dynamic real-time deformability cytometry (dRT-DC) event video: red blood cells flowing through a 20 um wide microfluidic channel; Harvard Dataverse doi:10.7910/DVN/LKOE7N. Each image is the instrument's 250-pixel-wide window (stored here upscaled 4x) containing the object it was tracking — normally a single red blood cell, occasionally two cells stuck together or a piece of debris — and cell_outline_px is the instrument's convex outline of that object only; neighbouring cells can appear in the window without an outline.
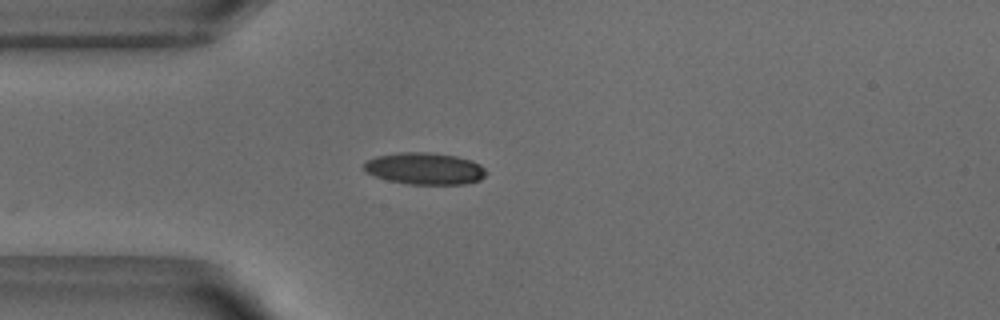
{"species": "common noctule bat (a hibernating species)", "species_latin": "Nyctalus noctula", "temperature_condition": "warm", "stored_images_in_passage": 35, "camera_frame_rate_fps": 3000, "um_per_image_px": 0.085, "animal": {"sex": "male", "body_mass_g": 18.8}, "frame": {"image": 1, "passage_image": 1, "time_ms": 0.0, "image_size_px": [1000, 320], "cell_outline_px": [[488, 172], [480, 180], [464, 184], [408, 184], [388, 180], [376, 176], [368, 172], [364, 168], [364, 164], [368, 160], [376, 156], [400, 152], [432, 152], [456, 156], [472, 160], [480, 164]], "centroid_in_image_um": [36.15, 14.32], "position_along_channel_um": 48.9, "area_um2": 22.66}}
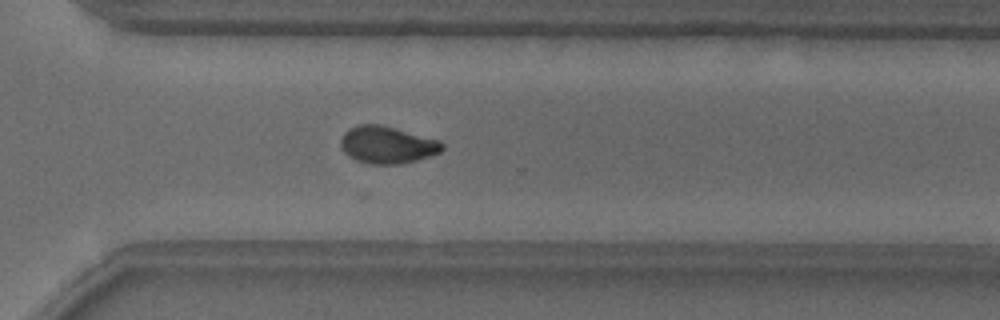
{"frame": {"image": 2, "passage_image": 24, "time_ms": 7.667, "image_size_px": [1000, 320], "cell_outline_px": [[444, 148], [440, 152], [416, 160], [400, 164], [372, 164], [356, 160], [348, 156], [344, 152], [340, 144], [340, 140], [344, 132], [360, 124], [380, 124], [440, 140], [444, 144]], "centroid_in_image_um": [32.91, 12.31], "position_along_channel_um": 337.7, "area_um2": 21.91}}
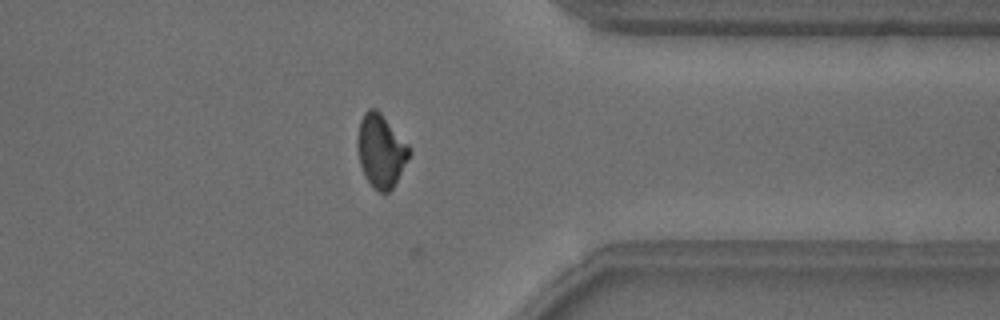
{"frame": {"image": 3, "passage_image": 28, "time_ms": 9.0, "image_size_px": [1000, 320], "cell_outline_px": [[412, 152], [408, 160], [392, 188], [388, 192], [380, 192], [372, 188], [364, 176], [360, 164], [356, 144], [356, 140], [360, 120], [364, 112], [368, 108], [376, 108], [380, 112], [408, 144]], "centroid_in_image_um": [32.36, 12.81], "position_along_channel_um": 379.0, "area_um2": 22.2}, "authors_computed_cell_mechanics": {"area_um2": 22.1374, "velocity_mm_per_s": 3.8689, "shape_relaxation_time_tau1_ms": 4.4947, "shape_relaxation_time_tau2_ms": 0.7945, "deformation_change_tau1": 0.1611, "deformation_change_tau2": 0.0419}}